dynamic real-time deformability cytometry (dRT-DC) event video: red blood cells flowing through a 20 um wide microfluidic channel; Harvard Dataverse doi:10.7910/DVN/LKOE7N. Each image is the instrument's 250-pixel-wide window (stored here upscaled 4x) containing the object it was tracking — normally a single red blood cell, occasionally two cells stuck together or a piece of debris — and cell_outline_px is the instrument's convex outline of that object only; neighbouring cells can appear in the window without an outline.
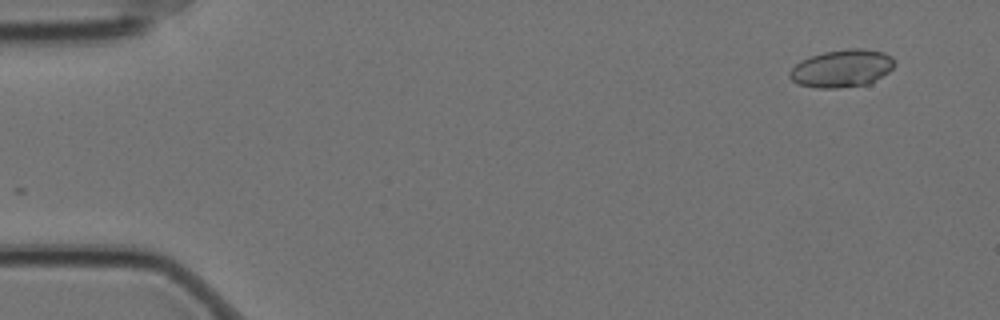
{"species": "Egyptian fruit bat (a non-hibernating species)", "species_latin": "Rousettus aegyptiacus", "temperature_condition": "cold", "stored_images_in_passage": 55, "camera_frame_rate_fps": 3000, "um_per_image_px": 0.085, "animal": {"sex": "female"}, "frame": {"image": 1, "passage_image": 1, "time_ms": 0.0, "image_size_px": [1000, 320], "cell_outline_px": [[896, 64], [888, 72], [872, 84], [836, 88], [816, 88], [800, 84], [792, 80], [788, 76], [788, 72], [800, 60], [824, 52], [848, 48], [860, 48], [884, 52], [892, 56]], "centroid_in_image_um": [71.59, 5.82], "position_along_channel_um": 13.4, "area_um2": 23.18}}
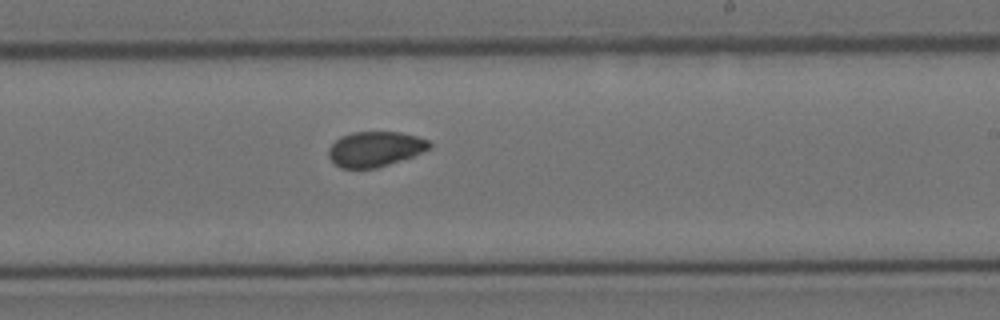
{"frame": {"image": 2, "passage_image": 32, "time_ms": 10.333, "image_size_px": [1000, 320], "cell_outline_px": [[432, 148], [412, 156], [376, 168], [340, 168], [328, 156], [328, 148], [340, 136], [352, 132], [400, 132], [416, 136], [428, 140], [432, 144]], "centroid_in_image_um": [31.88, 12.66], "position_along_channel_um": 257.1, "area_um2": 20.58}}
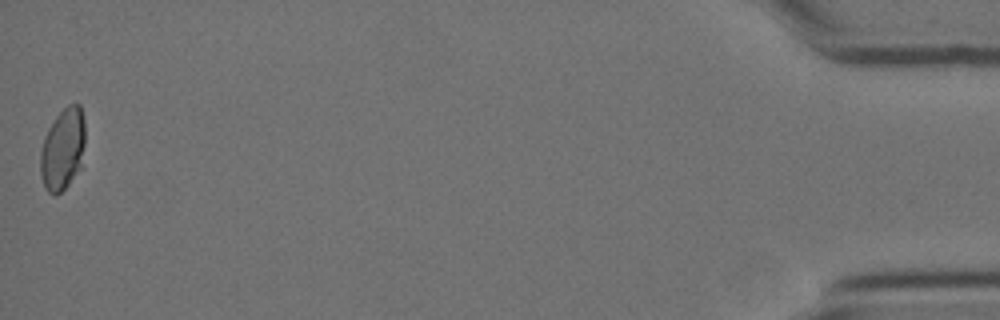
{"frame": {"image": 3, "passage_image": 55, "time_ms": 18.0, "image_size_px": [1000, 320], "cell_outline_px": [[84, 144], [80, 168], [68, 184], [56, 196], [52, 196], [44, 188], [40, 176], [40, 152], [44, 136], [48, 128], [56, 116], [68, 104], [80, 104], [84, 120]], "centroid_in_image_um": [5.3, 12.7], "position_along_channel_um": 429.9, "area_um2": 21.44}, "authors_computed_cell_mechanics": {"area_um2": 21.6172, "velocity_mm_per_s": 3.4833, "shape_relaxation_time_tau1_ms": 7.7292, "shape_relaxation_time_tau2_ms": 2.6364, "deformation_change_tau1": 0.1463, "deformation_change_tau2": 0.0433}}